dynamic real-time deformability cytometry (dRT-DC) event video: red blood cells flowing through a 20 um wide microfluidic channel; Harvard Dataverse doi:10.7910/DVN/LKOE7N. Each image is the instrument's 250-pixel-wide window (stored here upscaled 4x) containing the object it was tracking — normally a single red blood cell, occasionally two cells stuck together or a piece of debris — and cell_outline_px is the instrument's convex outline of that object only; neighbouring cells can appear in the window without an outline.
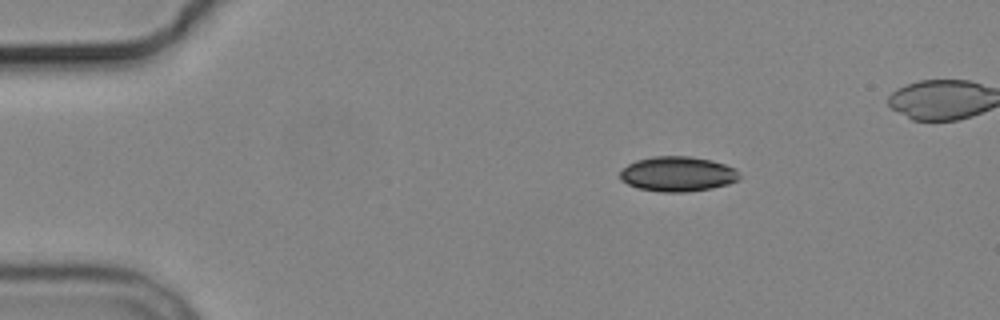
{"species": "common noctule bat (a hibernating species)", "species_latin": "Nyctalus noctula", "temperature_condition": "cold", "stored_images_in_passage": 4, "camera_frame_rate_fps": 3000, "um_per_image_px": 0.085, "animal": {"sex": "male", "body_mass_g": 19.2, "forearm_length_mm": 51.8}, "frame": {"image": 1, "passage_image": 4, "time_ms": 4.333, "image_size_px": [1000, 320], "cell_outline_px": [[740, 180], [728, 184], [712, 188], [684, 192], [664, 192], [640, 188], [628, 184], [620, 180], [620, 172], [628, 164], [636, 160], [652, 156], [688, 156], [712, 160], [736, 168], [740, 172]], "centroid_in_image_um": [57.63, 14.78], "position_along_channel_um": 27.4, "area_um2": 24.39}}